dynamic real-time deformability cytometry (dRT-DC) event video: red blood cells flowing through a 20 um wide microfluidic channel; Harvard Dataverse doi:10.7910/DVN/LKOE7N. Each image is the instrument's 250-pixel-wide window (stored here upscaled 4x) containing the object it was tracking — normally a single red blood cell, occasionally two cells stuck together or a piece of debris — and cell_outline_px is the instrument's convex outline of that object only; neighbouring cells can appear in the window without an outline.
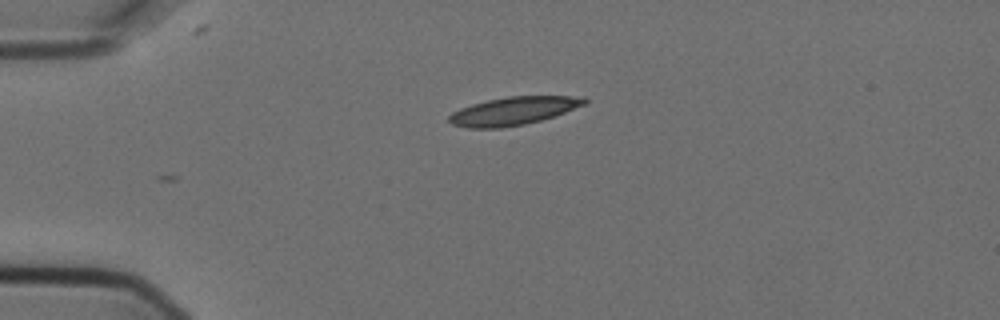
{"species": "Egyptian fruit bat (a non-hibernating species)", "species_latin": "Rousettus aegyptiacus", "temperature_condition": "cold", "stored_images_in_passage": 3, "camera_frame_rate_fps": 3000, "um_per_image_px": 0.085, "animal": {"sex": "female"}, "frame": {"image": 1, "passage_image": 1, "time_ms": 0.0, "image_size_px": [1000, 320], "cell_outline_px": [[588, 104], [540, 120], [524, 124], [500, 128], [468, 128], [452, 124], [448, 120], [448, 116], [452, 112], [460, 108], [472, 104], [488, 100], [508, 96], [584, 96], [588, 100]], "centroid_in_image_um": [43.64, 9.42], "position_along_channel_um": 41.4, "area_um2": 22.14}}
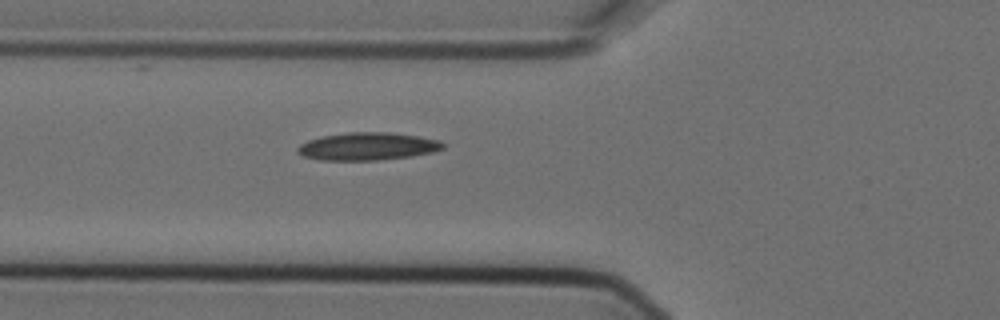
{"frame": {"image": 2, "passage_image": 3, "time_ms": 0.667, "image_size_px": [1000, 320], "cell_outline_px": [[444, 148], [432, 152], [412, 156], [376, 160], [320, 160], [304, 156], [296, 152], [296, 148], [300, 144], [308, 140], [324, 136], [348, 132], [388, 132], [416, 136], [440, 140], [444, 144]], "centroid_in_image_um": [31.23, 12.44], "position_along_channel_um": 94.6, "area_um2": 23.35}}